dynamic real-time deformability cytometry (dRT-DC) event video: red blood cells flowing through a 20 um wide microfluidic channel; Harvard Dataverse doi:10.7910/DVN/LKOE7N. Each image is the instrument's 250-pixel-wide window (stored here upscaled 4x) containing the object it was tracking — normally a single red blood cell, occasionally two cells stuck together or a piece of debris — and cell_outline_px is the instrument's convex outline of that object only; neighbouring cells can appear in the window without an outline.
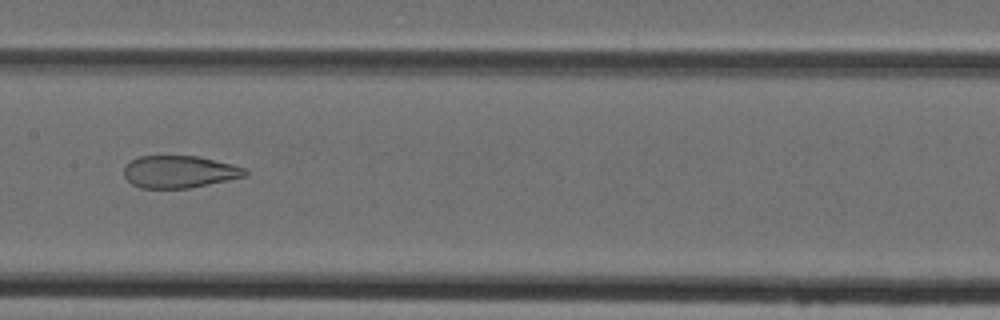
{"species": "Egyptian fruit bat (a non-hibernating species)", "species_latin": "Rousettus aegyptiacus", "temperature_condition": "cold", "stored_images_in_passage": 35, "camera_frame_rate_fps": 3000, "um_per_image_px": 0.085, "animal": {"sex": "female"}, "frame": {"image": 1, "passage_image": 12, "time_ms": 3.667, "image_size_px": [1000, 320], "cell_outline_px": [[248, 172], [244, 176], [228, 180], [188, 188], [140, 188], [132, 184], [124, 176], [124, 168], [132, 160], [140, 156], [196, 156], [232, 164], [244, 168]], "centroid_in_image_um": [15.22, 14.6], "position_along_channel_um": 192.2, "area_um2": 22.48}}
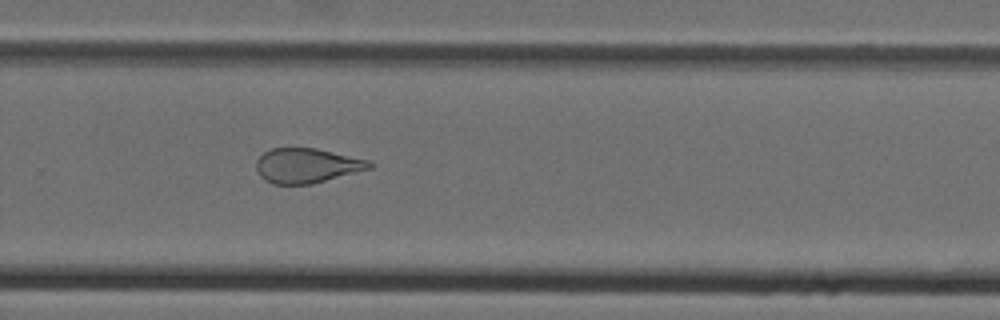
{"frame": {"image": 2, "passage_image": 20, "time_ms": 6.333, "image_size_px": [1000, 320], "cell_outline_px": [[372, 168], [312, 184], [272, 184], [264, 180], [260, 176], [256, 168], [256, 160], [264, 152], [272, 148], [316, 148], [368, 160], [372, 164]], "centroid_in_image_um": [26.05, 14.08], "position_along_channel_um": 303.8, "area_um2": 22.83}}
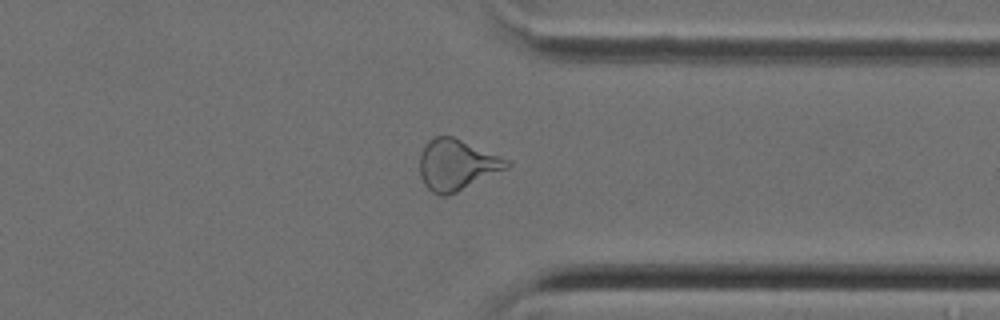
{"frame": {"image": 3, "passage_image": 25, "time_ms": 8.0, "image_size_px": [1000, 320], "cell_outline_px": [[512, 164], [508, 168], [448, 196], [440, 196], [432, 192], [424, 184], [420, 176], [420, 156], [428, 140], [436, 136], [452, 136], [500, 156], [508, 160]], "centroid_in_image_um": [38.81, 14.02], "position_along_channel_um": 372.6, "area_um2": 25.61}}